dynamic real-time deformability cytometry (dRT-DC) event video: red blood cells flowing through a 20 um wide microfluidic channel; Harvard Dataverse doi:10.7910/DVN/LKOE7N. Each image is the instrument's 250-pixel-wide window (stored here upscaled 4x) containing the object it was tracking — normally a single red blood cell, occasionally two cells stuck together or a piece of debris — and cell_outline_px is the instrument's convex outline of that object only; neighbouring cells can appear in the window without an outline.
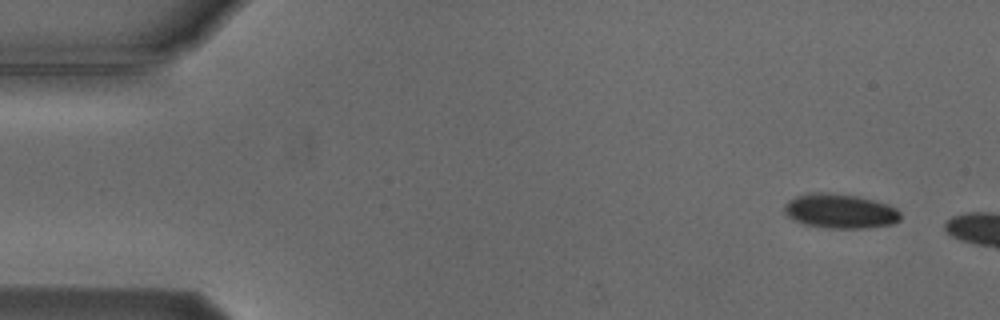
{"species": "Egyptian fruit bat (a non-hibernating species)", "species_latin": "Rousettus aegyptiacus", "temperature_condition": "cold", "stored_images_in_passage": 3, "camera_frame_rate_fps": 3000, "um_per_image_px": 0.085, "animal": {"sex": "male"}, "frame": {"image": 1, "passage_image": 1, "time_ms": 0.0, "image_size_px": [1000, 320], "cell_outline_px": [[900, 220], [892, 224], [868, 228], [832, 228], [804, 224], [792, 220], [784, 212], [784, 204], [788, 200], [796, 196], [812, 192], [828, 192], [856, 196], [876, 200], [888, 204], [896, 208], [900, 212]], "centroid_in_image_um": [71.4, 17.94], "position_along_channel_um": 13.6, "area_um2": 23.52}}